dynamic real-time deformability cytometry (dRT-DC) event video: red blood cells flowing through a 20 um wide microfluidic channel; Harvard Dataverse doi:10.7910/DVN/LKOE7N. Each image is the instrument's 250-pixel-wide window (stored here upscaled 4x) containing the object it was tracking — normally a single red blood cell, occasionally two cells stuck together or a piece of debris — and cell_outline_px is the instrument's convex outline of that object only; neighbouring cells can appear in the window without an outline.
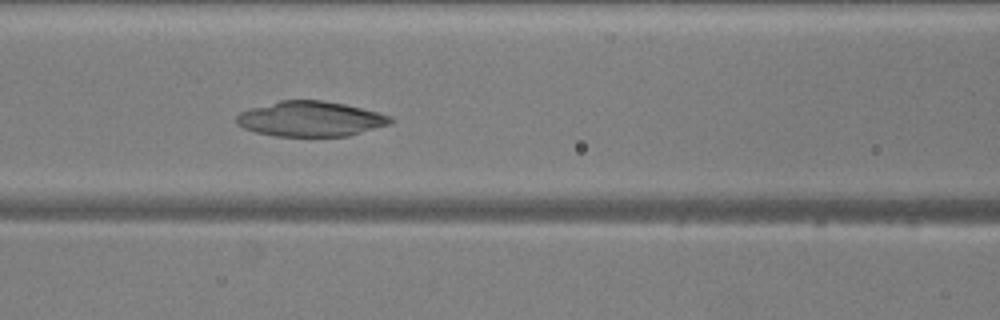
{"species": "common noctule bat (a hibernating species)", "species_latin": "Nyctalus noctula", "temperature_condition": "warm", "stored_images_in_passage": 36, "camera_frame_rate_fps": 3000, "um_per_image_px": 0.085, "animal": {"sex": "male", "body_mass_g": 20.5, "forearm_length_mm": 52.5}, "frame": {"image": 1, "passage_image": 13, "time_ms": 4.0, "image_size_px": [1000, 320], "cell_outline_px": [[392, 124], [348, 136], [276, 136], [256, 132], [244, 128], [236, 124], [236, 116], [240, 112], [252, 108], [280, 100], [324, 100], [344, 104], [392, 116]], "centroid_in_image_um": [26.4, 10.11], "position_along_channel_um": 140.2, "area_um2": 31.44}}
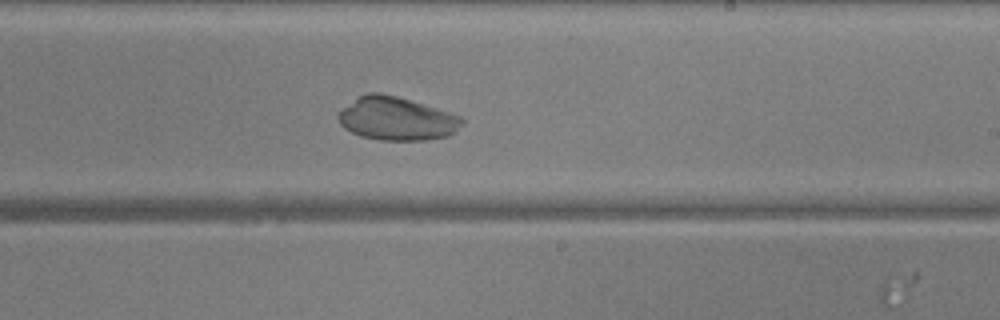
{"frame": {"image": 2, "passage_image": 22, "time_ms": 7.0, "image_size_px": [1000, 320], "cell_outline_px": [[464, 124], [448, 136], [424, 140], [380, 140], [360, 136], [344, 128], [340, 124], [336, 116], [344, 108], [360, 96], [368, 92], [380, 92], [396, 96], [436, 108], [460, 116], [464, 120]], "centroid_in_image_um": [33.71, 10.1], "position_along_channel_um": 255.3, "area_um2": 30.92}}
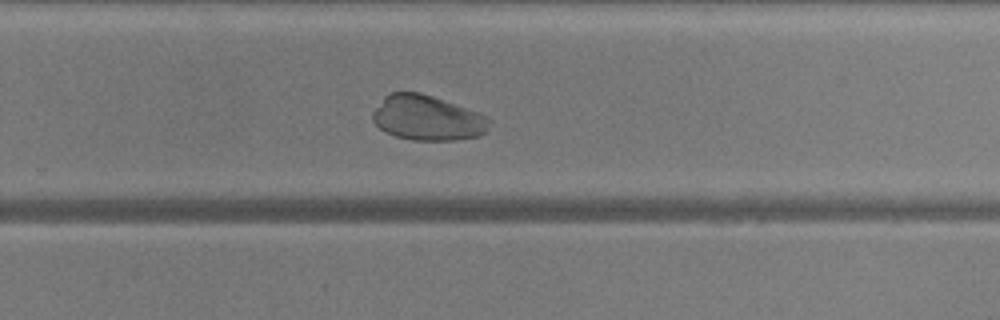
{"frame": {"image": 3, "passage_image": 25, "time_ms": 8.0, "image_size_px": [1000, 320], "cell_outline_px": [[492, 120], [488, 132], [480, 136], [456, 140], [412, 140], [396, 136], [384, 132], [372, 120], [372, 112], [384, 96], [392, 92], [420, 92], [432, 96], [488, 116]], "centroid_in_image_um": [36.34, 10.04], "position_along_channel_um": 293.5, "area_um2": 30.81}}